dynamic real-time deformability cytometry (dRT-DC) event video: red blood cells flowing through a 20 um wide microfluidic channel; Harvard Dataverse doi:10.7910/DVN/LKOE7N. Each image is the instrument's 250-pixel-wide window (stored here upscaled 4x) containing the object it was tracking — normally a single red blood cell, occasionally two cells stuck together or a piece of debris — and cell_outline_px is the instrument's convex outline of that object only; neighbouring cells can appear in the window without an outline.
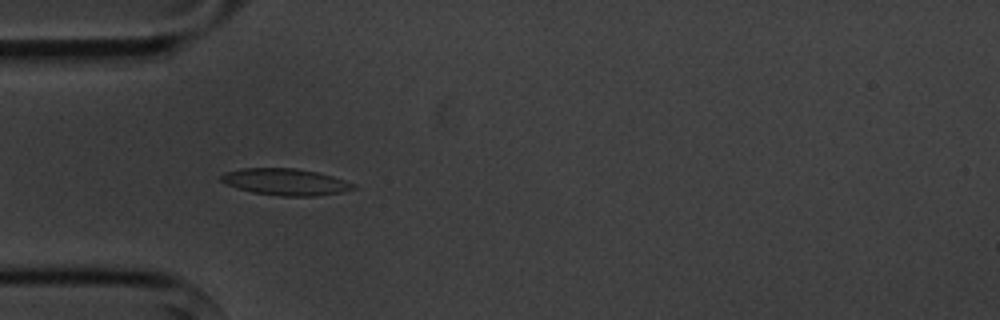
{"species": "common noctule bat (a hibernating species)", "species_latin": "Nyctalus noctula", "temperature_condition": "cold", "stored_images_in_passage": 5, "camera_frame_rate_fps": 3000, "um_per_image_px": 0.085, "animal": {"sex": "male", "body_mass_g": 20.1, "forearm_length_mm": 53.5}, "frame": {"image": 1, "passage_image": 4, "time_ms": 3.667, "image_size_px": [1000, 320], "cell_outline_px": [[356, 188], [340, 192], [316, 196], [280, 196], [252, 192], [236, 188], [220, 180], [220, 176], [224, 172], [240, 168], [296, 168], [316, 172], [332, 176], [356, 184]], "centroid_in_image_um": [24.24, 15.46], "position_along_channel_um": 60.8, "area_um2": 20.52}}
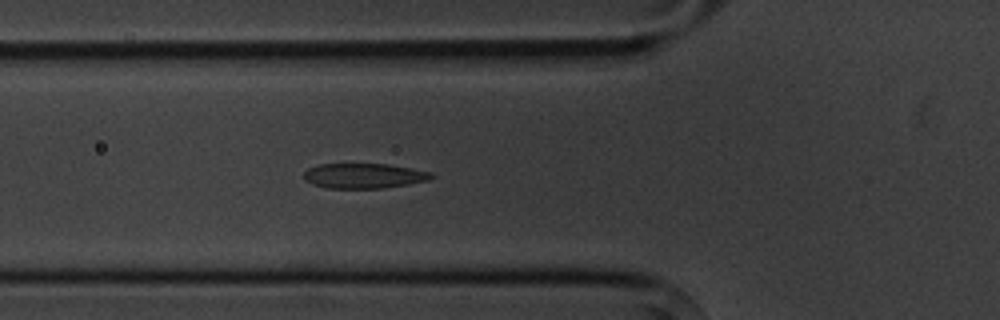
{"frame": {"image": 2, "passage_image": 5, "time_ms": 4.667, "image_size_px": [1000, 320], "cell_outline_px": [[436, 176], [428, 180], [408, 184], [380, 188], [328, 188], [312, 184], [304, 180], [304, 172], [308, 168], [320, 164], [388, 164], [432, 172]], "centroid_in_image_um": [30.93, 14.94], "position_along_channel_um": 94.9, "area_um2": 18.55}}